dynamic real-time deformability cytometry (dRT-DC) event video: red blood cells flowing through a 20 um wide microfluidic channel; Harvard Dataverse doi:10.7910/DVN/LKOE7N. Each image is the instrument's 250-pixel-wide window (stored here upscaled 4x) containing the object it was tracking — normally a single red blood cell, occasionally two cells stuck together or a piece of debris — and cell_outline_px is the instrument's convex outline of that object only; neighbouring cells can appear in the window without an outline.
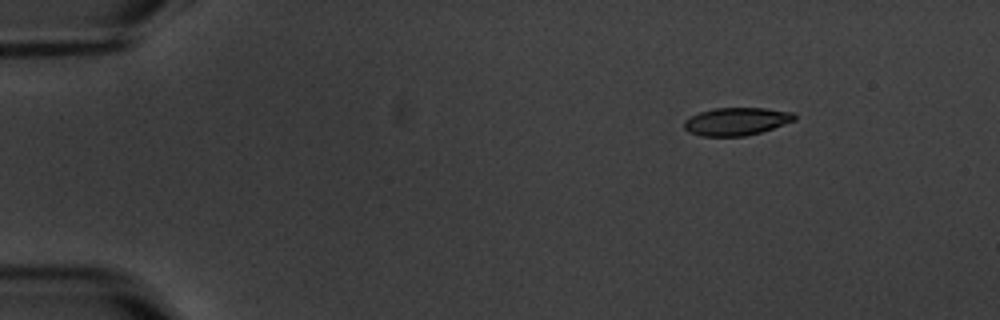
{"species": "common noctule bat (a hibernating species)", "species_latin": "Nyctalus noctula", "temperature_condition": "warm", "stored_images_in_passage": 5, "camera_frame_rate_fps": 3000, "um_per_image_px": 0.085, "animal": {"sex": "male", "body_mass_g": 20.1, "forearm_length_mm": 53.5}, "frame": {"image": 1, "passage_image": 1, "time_ms": 0.0, "image_size_px": [1000, 320], "cell_outline_px": [[796, 120], [760, 132], [744, 136], [700, 136], [688, 132], [684, 128], [684, 120], [700, 112], [716, 108], [764, 108], [792, 112], [796, 116]], "centroid_in_image_um": [62.58, 10.32], "position_along_channel_um": 22.4, "area_um2": 17.74}}
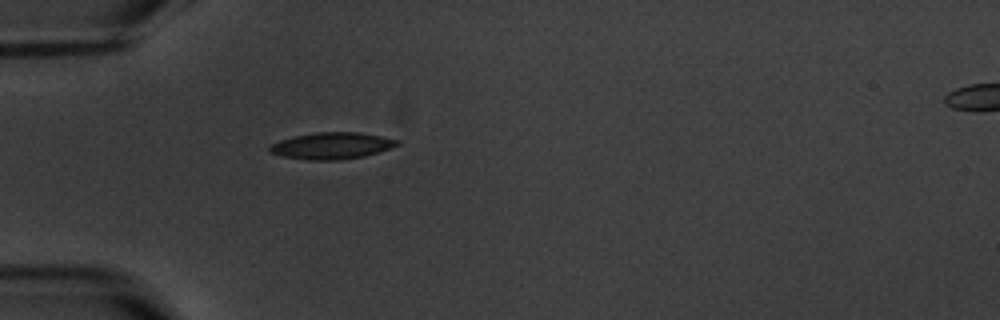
{"frame": {"image": 2, "passage_image": 4, "time_ms": 3.333, "image_size_px": [1000, 320], "cell_outline_px": [[400, 144], [364, 156], [336, 160], [308, 160], [284, 156], [268, 152], [268, 148], [272, 144], [280, 140], [296, 136], [316, 132], [360, 132], [400, 140]], "centroid_in_image_um": [28.19, 12.38], "position_along_channel_um": 56.8, "area_um2": 19.54}}